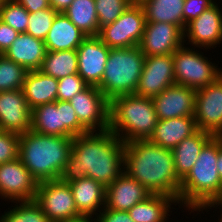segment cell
Masks as SVG:
<instances>
[{"label": "cell", "instance_id": "d6986e66", "mask_svg": "<svg viewBox=\"0 0 222 222\" xmlns=\"http://www.w3.org/2000/svg\"><path fill=\"white\" fill-rule=\"evenodd\" d=\"M196 90L174 84L153 97L158 120L177 117H194Z\"/></svg>", "mask_w": 222, "mask_h": 222}, {"label": "cell", "instance_id": "2e32d148", "mask_svg": "<svg viewBox=\"0 0 222 222\" xmlns=\"http://www.w3.org/2000/svg\"><path fill=\"white\" fill-rule=\"evenodd\" d=\"M184 44L183 31L167 22H146L139 48L145 55L160 56L173 54Z\"/></svg>", "mask_w": 222, "mask_h": 222}, {"label": "cell", "instance_id": "1f68e13d", "mask_svg": "<svg viewBox=\"0 0 222 222\" xmlns=\"http://www.w3.org/2000/svg\"><path fill=\"white\" fill-rule=\"evenodd\" d=\"M27 73L23 66L0 54V92L22 89Z\"/></svg>", "mask_w": 222, "mask_h": 222}, {"label": "cell", "instance_id": "e575fe53", "mask_svg": "<svg viewBox=\"0 0 222 222\" xmlns=\"http://www.w3.org/2000/svg\"><path fill=\"white\" fill-rule=\"evenodd\" d=\"M132 2V0H95L99 28L115 22Z\"/></svg>", "mask_w": 222, "mask_h": 222}, {"label": "cell", "instance_id": "b9f144b4", "mask_svg": "<svg viewBox=\"0 0 222 222\" xmlns=\"http://www.w3.org/2000/svg\"><path fill=\"white\" fill-rule=\"evenodd\" d=\"M73 0H49L50 6L58 13H63Z\"/></svg>", "mask_w": 222, "mask_h": 222}, {"label": "cell", "instance_id": "8992f818", "mask_svg": "<svg viewBox=\"0 0 222 222\" xmlns=\"http://www.w3.org/2000/svg\"><path fill=\"white\" fill-rule=\"evenodd\" d=\"M144 62L145 55L139 46L111 48L99 90L109 101L118 96L135 94Z\"/></svg>", "mask_w": 222, "mask_h": 222}, {"label": "cell", "instance_id": "484cf974", "mask_svg": "<svg viewBox=\"0 0 222 222\" xmlns=\"http://www.w3.org/2000/svg\"><path fill=\"white\" fill-rule=\"evenodd\" d=\"M213 136L209 132L198 129L194 134L183 139L172 149L175 171L181 181L192 169L203 146Z\"/></svg>", "mask_w": 222, "mask_h": 222}, {"label": "cell", "instance_id": "6da1fadb", "mask_svg": "<svg viewBox=\"0 0 222 222\" xmlns=\"http://www.w3.org/2000/svg\"><path fill=\"white\" fill-rule=\"evenodd\" d=\"M124 151L125 143L110 129L75 136L60 179L70 183L86 176L107 187L124 172Z\"/></svg>", "mask_w": 222, "mask_h": 222}, {"label": "cell", "instance_id": "44dd1931", "mask_svg": "<svg viewBox=\"0 0 222 222\" xmlns=\"http://www.w3.org/2000/svg\"><path fill=\"white\" fill-rule=\"evenodd\" d=\"M75 206L83 217H95L106 202V187L92 178L84 176L80 180L70 182Z\"/></svg>", "mask_w": 222, "mask_h": 222}, {"label": "cell", "instance_id": "bcb514c9", "mask_svg": "<svg viewBox=\"0 0 222 222\" xmlns=\"http://www.w3.org/2000/svg\"><path fill=\"white\" fill-rule=\"evenodd\" d=\"M6 0H0V12H1V9L3 8V5L5 3Z\"/></svg>", "mask_w": 222, "mask_h": 222}, {"label": "cell", "instance_id": "9c48e42d", "mask_svg": "<svg viewBox=\"0 0 222 222\" xmlns=\"http://www.w3.org/2000/svg\"><path fill=\"white\" fill-rule=\"evenodd\" d=\"M146 25L143 7L132 2L113 23L100 28L98 37L108 48H131L138 46Z\"/></svg>", "mask_w": 222, "mask_h": 222}, {"label": "cell", "instance_id": "f6af8a7d", "mask_svg": "<svg viewBox=\"0 0 222 222\" xmlns=\"http://www.w3.org/2000/svg\"><path fill=\"white\" fill-rule=\"evenodd\" d=\"M65 222H96L95 217H81L76 220H70V221H65Z\"/></svg>", "mask_w": 222, "mask_h": 222}, {"label": "cell", "instance_id": "9a60e30c", "mask_svg": "<svg viewBox=\"0 0 222 222\" xmlns=\"http://www.w3.org/2000/svg\"><path fill=\"white\" fill-rule=\"evenodd\" d=\"M174 84L173 54L145 57L135 94L153 98Z\"/></svg>", "mask_w": 222, "mask_h": 222}, {"label": "cell", "instance_id": "d590c367", "mask_svg": "<svg viewBox=\"0 0 222 222\" xmlns=\"http://www.w3.org/2000/svg\"><path fill=\"white\" fill-rule=\"evenodd\" d=\"M88 86L79 74H71L60 78L58 79L57 100L70 101L76 94Z\"/></svg>", "mask_w": 222, "mask_h": 222}, {"label": "cell", "instance_id": "30bf717a", "mask_svg": "<svg viewBox=\"0 0 222 222\" xmlns=\"http://www.w3.org/2000/svg\"><path fill=\"white\" fill-rule=\"evenodd\" d=\"M34 200L51 222H65L83 217L75 206L69 183L61 179L39 182Z\"/></svg>", "mask_w": 222, "mask_h": 222}, {"label": "cell", "instance_id": "d4e9b609", "mask_svg": "<svg viewBox=\"0 0 222 222\" xmlns=\"http://www.w3.org/2000/svg\"><path fill=\"white\" fill-rule=\"evenodd\" d=\"M22 91L31 109L57 100L58 79L39 70L28 71Z\"/></svg>", "mask_w": 222, "mask_h": 222}, {"label": "cell", "instance_id": "ab89813d", "mask_svg": "<svg viewBox=\"0 0 222 222\" xmlns=\"http://www.w3.org/2000/svg\"><path fill=\"white\" fill-rule=\"evenodd\" d=\"M19 32L0 20V54H4L16 40Z\"/></svg>", "mask_w": 222, "mask_h": 222}, {"label": "cell", "instance_id": "3957f363", "mask_svg": "<svg viewBox=\"0 0 222 222\" xmlns=\"http://www.w3.org/2000/svg\"><path fill=\"white\" fill-rule=\"evenodd\" d=\"M72 141L71 137L29 130L20 135L18 158L38 183L60 179L71 155Z\"/></svg>", "mask_w": 222, "mask_h": 222}, {"label": "cell", "instance_id": "4316f807", "mask_svg": "<svg viewBox=\"0 0 222 222\" xmlns=\"http://www.w3.org/2000/svg\"><path fill=\"white\" fill-rule=\"evenodd\" d=\"M172 205L179 207L175 198L152 194L146 200L134 205L128 210V213L134 222H169Z\"/></svg>", "mask_w": 222, "mask_h": 222}, {"label": "cell", "instance_id": "4fadbf2b", "mask_svg": "<svg viewBox=\"0 0 222 222\" xmlns=\"http://www.w3.org/2000/svg\"><path fill=\"white\" fill-rule=\"evenodd\" d=\"M194 118L197 129L214 136L222 134V75L196 90Z\"/></svg>", "mask_w": 222, "mask_h": 222}, {"label": "cell", "instance_id": "8d00e7d4", "mask_svg": "<svg viewBox=\"0 0 222 222\" xmlns=\"http://www.w3.org/2000/svg\"><path fill=\"white\" fill-rule=\"evenodd\" d=\"M20 135L13 132L0 131V164L18 158Z\"/></svg>", "mask_w": 222, "mask_h": 222}, {"label": "cell", "instance_id": "e0dca14e", "mask_svg": "<svg viewBox=\"0 0 222 222\" xmlns=\"http://www.w3.org/2000/svg\"><path fill=\"white\" fill-rule=\"evenodd\" d=\"M32 109L22 89L0 92V131L24 134L31 130Z\"/></svg>", "mask_w": 222, "mask_h": 222}, {"label": "cell", "instance_id": "7c38bea8", "mask_svg": "<svg viewBox=\"0 0 222 222\" xmlns=\"http://www.w3.org/2000/svg\"><path fill=\"white\" fill-rule=\"evenodd\" d=\"M37 180L19 158L0 164V199L9 202L36 198Z\"/></svg>", "mask_w": 222, "mask_h": 222}, {"label": "cell", "instance_id": "f1b7e54d", "mask_svg": "<svg viewBox=\"0 0 222 222\" xmlns=\"http://www.w3.org/2000/svg\"><path fill=\"white\" fill-rule=\"evenodd\" d=\"M63 13L87 36L99 35L95 0H73Z\"/></svg>", "mask_w": 222, "mask_h": 222}, {"label": "cell", "instance_id": "f35d334b", "mask_svg": "<svg viewBox=\"0 0 222 222\" xmlns=\"http://www.w3.org/2000/svg\"><path fill=\"white\" fill-rule=\"evenodd\" d=\"M96 222H134L128 211L103 208L96 216Z\"/></svg>", "mask_w": 222, "mask_h": 222}, {"label": "cell", "instance_id": "7a4b0ae2", "mask_svg": "<svg viewBox=\"0 0 222 222\" xmlns=\"http://www.w3.org/2000/svg\"><path fill=\"white\" fill-rule=\"evenodd\" d=\"M124 172L152 194L175 198L179 204L181 180L178 178L173 152L148 140L125 143Z\"/></svg>", "mask_w": 222, "mask_h": 222}, {"label": "cell", "instance_id": "c3c4849f", "mask_svg": "<svg viewBox=\"0 0 222 222\" xmlns=\"http://www.w3.org/2000/svg\"><path fill=\"white\" fill-rule=\"evenodd\" d=\"M133 2H140L141 0H132Z\"/></svg>", "mask_w": 222, "mask_h": 222}, {"label": "cell", "instance_id": "7bdbcfd3", "mask_svg": "<svg viewBox=\"0 0 222 222\" xmlns=\"http://www.w3.org/2000/svg\"><path fill=\"white\" fill-rule=\"evenodd\" d=\"M213 207L215 208V211H217L216 209L219 208L220 216L218 217V220H220V221H218V222H222V209H221L222 208V202L219 199H215V200H212V201L208 202L198 213L200 214V212L202 211L201 213L204 214L203 211H206V214H209L207 212L210 209H212Z\"/></svg>", "mask_w": 222, "mask_h": 222}, {"label": "cell", "instance_id": "ac0fdd59", "mask_svg": "<svg viewBox=\"0 0 222 222\" xmlns=\"http://www.w3.org/2000/svg\"><path fill=\"white\" fill-rule=\"evenodd\" d=\"M78 74L88 84L99 86L110 52L98 36H87L76 49Z\"/></svg>", "mask_w": 222, "mask_h": 222}, {"label": "cell", "instance_id": "74e56055", "mask_svg": "<svg viewBox=\"0 0 222 222\" xmlns=\"http://www.w3.org/2000/svg\"><path fill=\"white\" fill-rule=\"evenodd\" d=\"M217 0H185L183 7L184 31L189 22L213 6Z\"/></svg>", "mask_w": 222, "mask_h": 222}, {"label": "cell", "instance_id": "f546056e", "mask_svg": "<svg viewBox=\"0 0 222 222\" xmlns=\"http://www.w3.org/2000/svg\"><path fill=\"white\" fill-rule=\"evenodd\" d=\"M39 71L55 79L78 74L76 50L47 51Z\"/></svg>", "mask_w": 222, "mask_h": 222}, {"label": "cell", "instance_id": "5b68a950", "mask_svg": "<svg viewBox=\"0 0 222 222\" xmlns=\"http://www.w3.org/2000/svg\"><path fill=\"white\" fill-rule=\"evenodd\" d=\"M157 121L152 98L129 94L110 101L109 129L124 143L148 140Z\"/></svg>", "mask_w": 222, "mask_h": 222}, {"label": "cell", "instance_id": "4dcf8cb0", "mask_svg": "<svg viewBox=\"0 0 222 222\" xmlns=\"http://www.w3.org/2000/svg\"><path fill=\"white\" fill-rule=\"evenodd\" d=\"M12 203L14 206L0 213V222H51L35 200Z\"/></svg>", "mask_w": 222, "mask_h": 222}, {"label": "cell", "instance_id": "d6a6232c", "mask_svg": "<svg viewBox=\"0 0 222 222\" xmlns=\"http://www.w3.org/2000/svg\"><path fill=\"white\" fill-rule=\"evenodd\" d=\"M57 14L58 12L52 7L33 13L29 12L26 33L44 41Z\"/></svg>", "mask_w": 222, "mask_h": 222}, {"label": "cell", "instance_id": "cb8c5ba5", "mask_svg": "<svg viewBox=\"0 0 222 222\" xmlns=\"http://www.w3.org/2000/svg\"><path fill=\"white\" fill-rule=\"evenodd\" d=\"M86 37L64 13H58L44 43L47 51L76 50Z\"/></svg>", "mask_w": 222, "mask_h": 222}, {"label": "cell", "instance_id": "ffe728a7", "mask_svg": "<svg viewBox=\"0 0 222 222\" xmlns=\"http://www.w3.org/2000/svg\"><path fill=\"white\" fill-rule=\"evenodd\" d=\"M150 195L152 193L143 185L123 172L106 187L105 208L128 211L137 203L146 200Z\"/></svg>", "mask_w": 222, "mask_h": 222}, {"label": "cell", "instance_id": "ba28073f", "mask_svg": "<svg viewBox=\"0 0 222 222\" xmlns=\"http://www.w3.org/2000/svg\"><path fill=\"white\" fill-rule=\"evenodd\" d=\"M31 130L50 136H75L88 132L80 123L69 101L56 100L32 109Z\"/></svg>", "mask_w": 222, "mask_h": 222}, {"label": "cell", "instance_id": "83f0119b", "mask_svg": "<svg viewBox=\"0 0 222 222\" xmlns=\"http://www.w3.org/2000/svg\"><path fill=\"white\" fill-rule=\"evenodd\" d=\"M185 0H141L146 22H167L184 32L183 7Z\"/></svg>", "mask_w": 222, "mask_h": 222}, {"label": "cell", "instance_id": "7dc6e473", "mask_svg": "<svg viewBox=\"0 0 222 222\" xmlns=\"http://www.w3.org/2000/svg\"><path fill=\"white\" fill-rule=\"evenodd\" d=\"M218 199L222 202V193H221V195H220V197Z\"/></svg>", "mask_w": 222, "mask_h": 222}, {"label": "cell", "instance_id": "60d3db41", "mask_svg": "<svg viewBox=\"0 0 222 222\" xmlns=\"http://www.w3.org/2000/svg\"><path fill=\"white\" fill-rule=\"evenodd\" d=\"M14 1L22 5L30 13L51 7L49 0H14Z\"/></svg>", "mask_w": 222, "mask_h": 222}, {"label": "cell", "instance_id": "8fae6325", "mask_svg": "<svg viewBox=\"0 0 222 222\" xmlns=\"http://www.w3.org/2000/svg\"><path fill=\"white\" fill-rule=\"evenodd\" d=\"M69 102L79 123L88 132L109 129L110 101L97 86L89 85Z\"/></svg>", "mask_w": 222, "mask_h": 222}, {"label": "cell", "instance_id": "7402d4cb", "mask_svg": "<svg viewBox=\"0 0 222 222\" xmlns=\"http://www.w3.org/2000/svg\"><path fill=\"white\" fill-rule=\"evenodd\" d=\"M197 130L194 117H177L158 120L148 141L154 145L172 150L183 139L191 136Z\"/></svg>", "mask_w": 222, "mask_h": 222}, {"label": "cell", "instance_id": "277c9868", "mask_svg": "<svg viewBox=\"0 0 222 222\" xmlns=\"http://www.w3.org/2000/svg\"><path fill=\"white\" fill-rule=\"evenodd\" d=\"M222 138L213 136L202 148L195 164L181 181L179 208L187 212H199L208 202L218 199L222 193V180L216 162Z\"/></svg>", "mask_w": 222, "mask_h": 222}, {"label": "cell", "instance_id": "603a6c76", "mask_svg": "<svg viewBox=\"0 0 222 222\" xmlns=\"http://www.w3.org/2000/svg\"><path fill=\"white\" fill-rule=\"evenodd\" d=\"M46 52L43 40L27 33H19L4 55L27 71H35L41 68Z\"/></svg>", "mask_w": 222, "mask_h": 222}, {"label": "cell", "instance_id": "5bb4252c", "mask_svg": "<svg viewBox=\"0 0 222 222\" xmlns=\"http://www.w3.org/2000/svg\"><path fill=\"white\" fill-rule=\"evenodd\" d=\"M220 3L221 1L215 3L187 24L183 32L184 45L207 51L222 44V8L218 6Z\"/></svg>", "mask_w": 222, "mask_h": 222}, {"label": "cell", "instance_id": "52a82bcc", "mask_svg": "<svg viewBox=\"0 0 222 222\" xmlns=\"http://www.w3.org/2000/svg\"><path fill=\"white\" fill-rule=\"evenodd\" d=\"M201 51H200V50ZM203 48L182 45L173 53L175 84L195 90L208 86L222 75V68L204 56Z\"/></svg>", "mask_w": 222, "mask_h": 222}, {"label": "cell", "instance_id": "836d02e7", "mask_svg": "<svg viewBox=\"0 0 222 222\" xmlns=\"http://www.w3.org/2000/svg\"><path fill=\"white\" fill-rule=\"evenodd\" d=\"M29 12L14 0H6L0 12V20L19 33H26Z\"/></svg>", "mask_w": 222, "mask_h": 222}, {"label": "cell", "instance_id": "ee69618b", "mask_svg": "<svg viewBox=\"0 0 222 222\" xmlns=\"http://www.w3.org/2000/svg\"><path fill=\"white\" fill-rule=\"evenodd\" d=\"M216 166H217L219 176L222 180V146L218 150V159H217V162H216Z\"/></svg>", "mask_w": 222, "mask_h": 222}]
</instances>
